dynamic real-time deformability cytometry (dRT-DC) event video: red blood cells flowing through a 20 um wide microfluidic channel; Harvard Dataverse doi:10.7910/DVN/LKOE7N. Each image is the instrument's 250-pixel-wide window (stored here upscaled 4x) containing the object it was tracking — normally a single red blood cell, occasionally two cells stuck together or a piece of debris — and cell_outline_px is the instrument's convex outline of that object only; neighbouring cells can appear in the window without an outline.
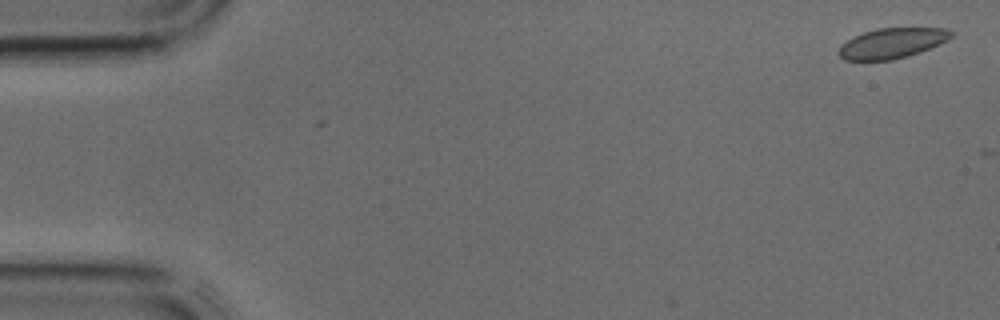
{"species": "common noctule bat (a hibernating species)", "species_latin": "Nyctalus noctula", "temperature_condition": "cold", "stored_images_in_passage": 5, "camera_frame_rate_fps": 3000, "um_per_image_px": 0.085, "animal": {"sex": "male", "body_mass_g": 17.9, "forearm_length_mm": 54.2}, "frame": {"image": 1, "passage_image": 1, "time_ms": 0.0, "image_size_px": [1000, 320], "cell_outline_px": [[952, 36], [948, 40], [940, 44], [920, 52], [908, 56], [892, 60], [844, 60], [836, 52], [840, 44], [852, 36], [876, 28], [944, 28], [952, 32]], "centroid_in_image_um": [75.77, 3.67], "position_along_channel_um": 9.2, "area_um2": 20.0}}
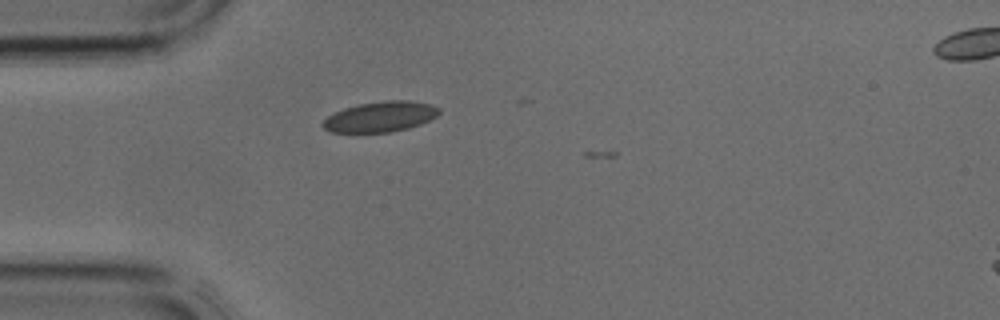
{"frame": {"image": 2, "passage_image": 4, "time_ms": 1.0, "image_size_px": [1000, 320], "cell_outline_px": [[440, 112], [436, 116], [420, 124], [408, 128], [392, 132], [328, 132], [320, 124], [328, 116], [344, 108], [356, 104], [388, 100], [408, 100], [432, 104], [440, 108]], "centroid_in_image_um": [32.33, 9.91], "position_along_channel_um": 52.7, "area_um2": 20.63}}